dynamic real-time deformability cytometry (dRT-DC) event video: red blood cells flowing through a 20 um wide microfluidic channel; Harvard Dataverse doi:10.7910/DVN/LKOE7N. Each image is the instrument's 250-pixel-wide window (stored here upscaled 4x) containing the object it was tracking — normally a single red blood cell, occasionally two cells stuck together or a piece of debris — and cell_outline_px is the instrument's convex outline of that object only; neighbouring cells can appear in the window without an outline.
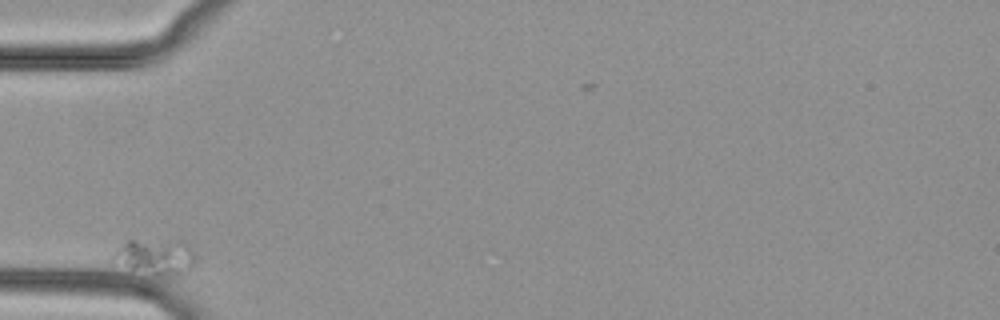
{"species": "common noctule bat (a hibernating species)", "species_latin": "Nyctalus noctula", "temperature_condition": "cold", "stored_images_in_passage": 33, "camera_frame_rate_fps": 3000, "um_per_image_px": 0.085, "animal": {"sex": "female", "body_mass_g": 29.2, "forearm_length_mm": 56.3}, "frame": {"image": 1, "passage_image": 1, "time_ms": 0.0, "image_size_px": [1000, 320], "cell_outline_px": [[192, 268], [172, 276], [156, 280], [132, 268], [112, 256], [112, 252], [116, 248], [128, 240], [188, 240], [192, 248]], "centroid_in_image_um": [13.27, 21.83], "position_along_channel_um": 71.7, "area_um2": 17.34}}
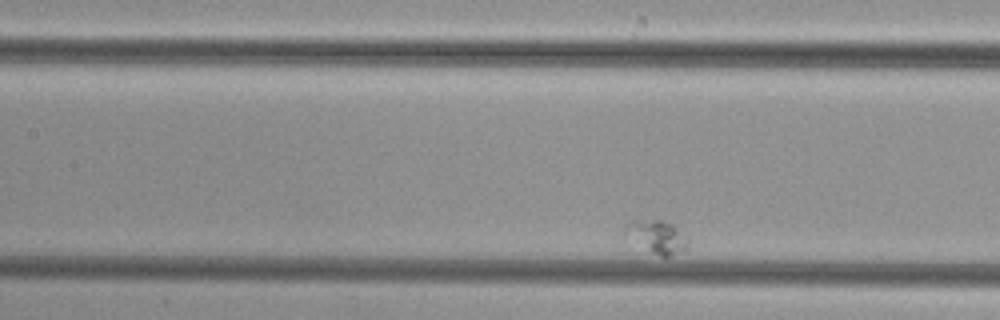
{"frame": {"image": 2, "passage_image": 10, "time_ms": 3.0, "image_size_px": [1000, 320], "cell_outline_px": [[688, 248], [668, 256], [660, 256], [652, 252], [620, 232], [632, 220], [660, 220], [672, 224], [688, 236]], "centroid_in_image_um": [55.85, 20.1], "position_along_channel_um": 151.6, "area_um2": 11.91}}
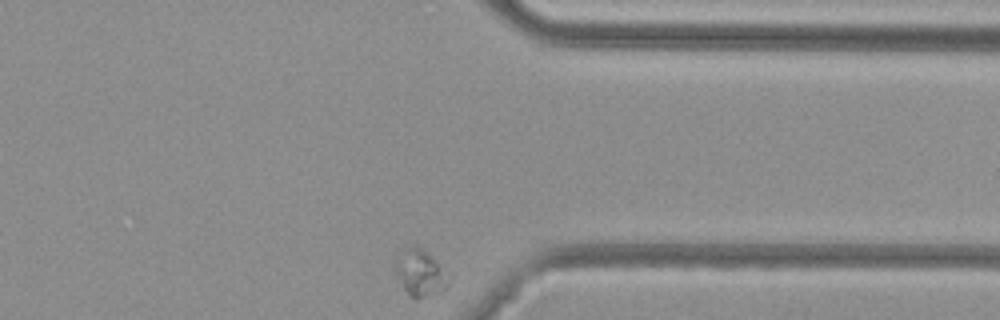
{"frame": {"image": 3, "passage_image": 33, "time_ms": 10.667, "image_size_px": [1000, 320], "cell_outline_px": [[448, 280], [444, 288], [440, 292], [416, 300], [408, 296], [396, 276], [392, 264], [392, 260], [412, 244], [424, 248], [440, 264]], "centroid_in_image_um": [35.62, 23.18], "position_along_channel_um": 375.8, "area_um2": 14.68}}